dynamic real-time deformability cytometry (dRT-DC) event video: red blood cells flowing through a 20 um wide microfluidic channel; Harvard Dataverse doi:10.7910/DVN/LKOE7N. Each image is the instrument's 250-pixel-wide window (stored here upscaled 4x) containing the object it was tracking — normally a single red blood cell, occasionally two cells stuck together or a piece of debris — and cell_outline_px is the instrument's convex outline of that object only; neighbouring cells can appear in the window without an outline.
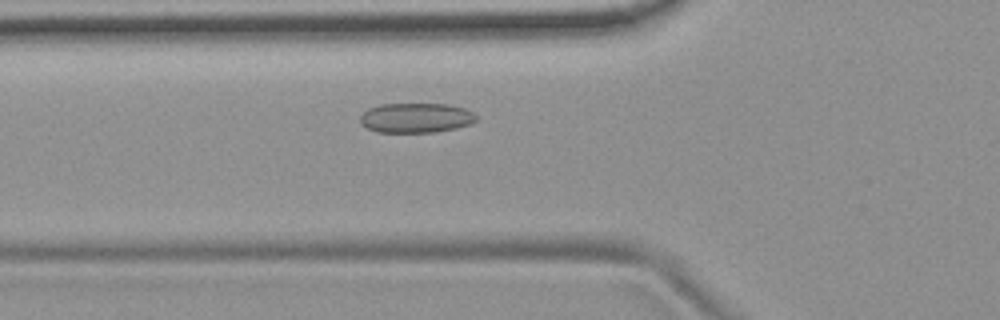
{"species": "common noctule bat (a hibernating species)", "species_latin": "Nyctalus noctula", "temperature_condition": "room temperature", "stored_images_in_passage": 47, "camera_frame_rate_fps": 3000, "um_per_image_px": 0.085, "animal": {"sex": "female", "body_mass_g": 19.9}, "frame": {"image": 1, "passage_image": 12, "time_ms": 3.667, "image_size_px": [1000, 320], "cell_outline_px": [[476, 120], [472, 124], [456, 128], [432, 132], [376, 132], [360, 124], [360, 116], [368, 108], [380, 104], [448, 104], [464, 108], [472, 112], [476, 116]], "centroid_in_image_um": [35.34, 10.01], "position_along_channel_um": 90.5, "area_um2": 20.17}}
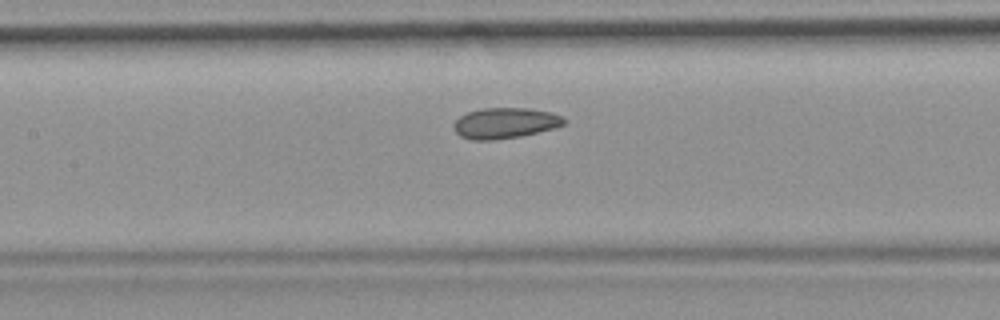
{"frame": {"image": 2, "passage_image": 18, "time_ms": 5.667, "image_size_px": [1000, 320], "cell_outline_px": [[564, 124], [552, 128], [520, 136], [492, 140], [472, 140], [460, 136], [456, 132], [452, 124], [460, 116], [468, 112], [480, 108], [532, 108], [552, 112], [564, 116]], "centroid_in_image_um": [42.91, 10.45], "position_along_channel_um": 164.5, "area_um2": 19.71}}
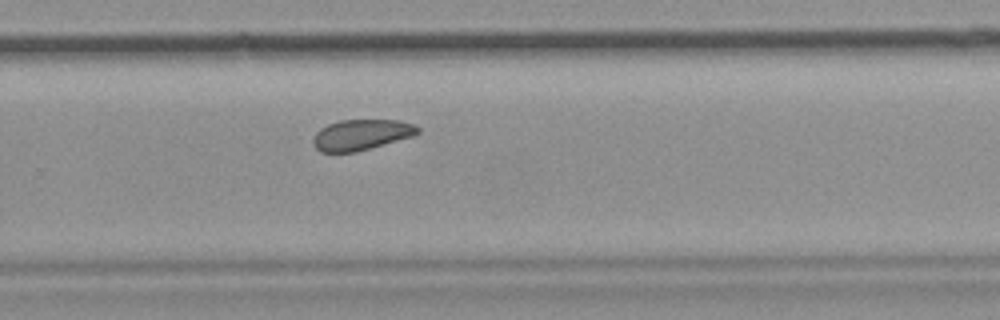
{"frame": {"image": 3, "passage_image": 29, "time_ms": 9.333, "image_size_px": [1000, 320], "cell_outline_px": [[420, 132], [412, 136], [356, 152], [320, 152], [316, 148], [312, 140], [316, 132], [320, 128], [328, 124], [340, 120], [400, 120], [412, 124], [420, 128]], "centroid_in_image_um": [30.69, 11.45], "position_along_channel_um": 299.1, "area_um2": 18.61}, "authors_computed_cell_mechanics": {"area_um2": 19.9988, "velocity_mm_per_s": 3.6917, "shape_relaxation_time_tau1_ms": null, "shape_relaxation_time_tau2_ms": 3.2468, "deformation_change_tau1": null, "deformation_change_tau2": 0.0846}}